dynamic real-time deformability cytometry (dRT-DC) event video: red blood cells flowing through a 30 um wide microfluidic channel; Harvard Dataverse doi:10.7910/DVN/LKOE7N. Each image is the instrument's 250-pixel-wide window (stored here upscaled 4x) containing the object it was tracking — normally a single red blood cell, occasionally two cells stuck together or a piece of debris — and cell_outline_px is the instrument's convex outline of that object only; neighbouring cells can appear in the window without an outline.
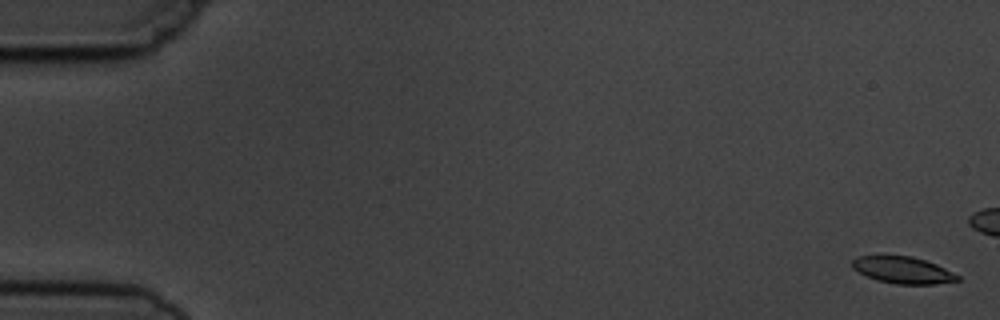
{"species": "common noctule bat (a hibernating species)", "species_latin": "Nyctalus noctula", "temperature_condition": "cold", "stored_images_in_passage": 6, "camera_frame_rate_fps": 3000, "um_per_image_px": 0.085, "animal": {"sex": "male", "body_mass_g": 19.5, "forearm_length_mm": 54.6}, "frame": {"image": 1, "passage_image": 1, "time_ms": 0.0, "image_size_px": [1000, 320], "cell_outline_px": [[960, 280], [936, 284], [896, 284], [876, 280], [852, 268], [852, 260], [860, 256], [912, 256], [936, 264], [960, 276]], "centroid_in_image_um": [76.76, 22.96], "position_along_channel_um": 8.2, "area_um2": 16.24}}